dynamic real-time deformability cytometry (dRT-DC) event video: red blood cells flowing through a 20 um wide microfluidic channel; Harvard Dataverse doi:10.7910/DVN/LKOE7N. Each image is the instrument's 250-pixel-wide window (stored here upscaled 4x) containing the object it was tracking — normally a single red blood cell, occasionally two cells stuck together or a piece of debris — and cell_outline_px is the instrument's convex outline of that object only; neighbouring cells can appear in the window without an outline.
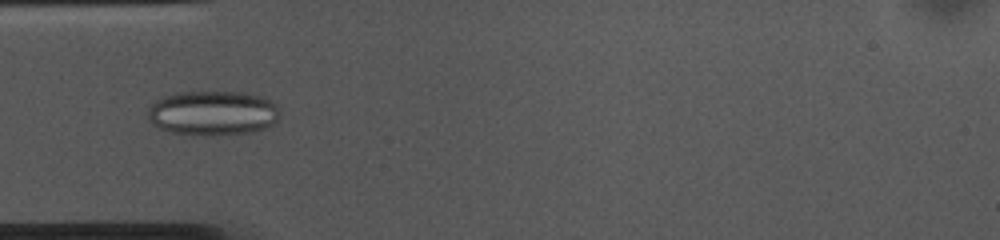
{"species": "common noctule bat (a hibernating species)", "species_latin": "Nyctalus noctula", "temperature_condition": "cold", "stored_images_in_passage": 53, "camera_frame_rate_fps": 3000, "um_per_image_px": 0.085, "animal": {"sex": "female", "body_mass_g": 10.0, "forearm_length_mm": 53.1}, "frame": {"image": 1, "passage_image": 15, "time_ms": 4.667, "image_size_px": [1000, 240], "cell_outline_px": [[280, 112], [276, 120], [272, 124], [264, 128], [252, 132], [212, 136], [204, 136], [172, 132], [160, 128], [152, 124], [148, 120], [148, 104], [164, 96], [176, 92], [244, 92], [260, 96], [272, 100], [276, 104]], "centroid_in_image_um": [18.06, 9.61], "position_along_channel_um": 66.9, "area_um2": 34.74}}
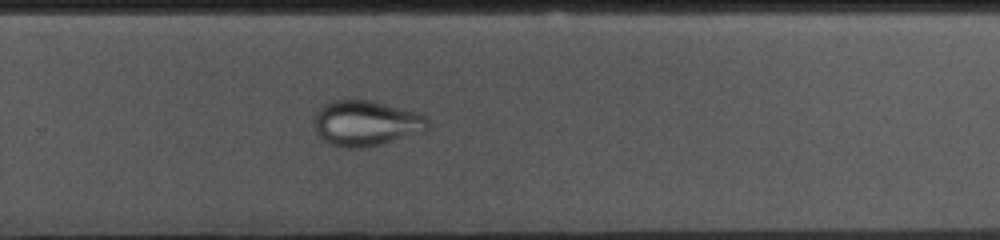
{"frame": {"image": 2, "passage_image": 34, "time_ms": 11.0, "image_size_px": [1000, 240], "cell_outline_px": [[428, 128], [424, 132], [380, 144], [364, 148], [344, 148], [332, 144], [324, 140], [316, 132], [316, 112], [324, 104], [332, 100], [372, 100], [420, 112], [428, 120]], "centroid_in_image_um": [31.15, 10.46], "position_along_channel_um": 298.6, "area_um2": 30.11}}
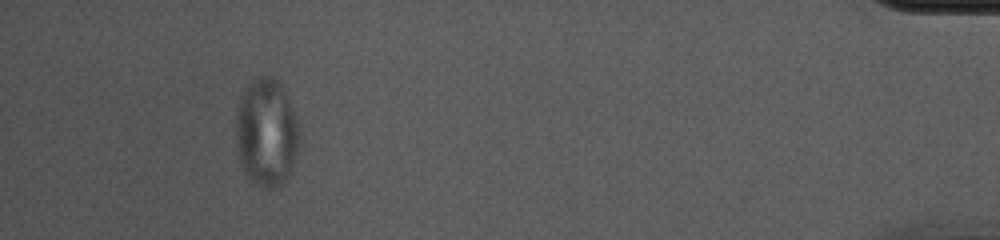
{"frame": {"image": 3, "passage_image": 49, "time_ms": 16.0, "image_size_px": [1000, 240], "cell_outline_px": [[300, 136], [296, 152], [288, 176], [280, 184], [272, 188], [264, 188], [252, 184], [244, 172], [240, 160], [236, 140], [236, 116], [240, 96], [244, 88], [256, 76], [272, 76], [280, 84], [288, 100], [300, 128]], "centroid_in_image_um": [22.62, 11.26], "position_along_channel_um": 412.6, "area_um2": 39.77}}